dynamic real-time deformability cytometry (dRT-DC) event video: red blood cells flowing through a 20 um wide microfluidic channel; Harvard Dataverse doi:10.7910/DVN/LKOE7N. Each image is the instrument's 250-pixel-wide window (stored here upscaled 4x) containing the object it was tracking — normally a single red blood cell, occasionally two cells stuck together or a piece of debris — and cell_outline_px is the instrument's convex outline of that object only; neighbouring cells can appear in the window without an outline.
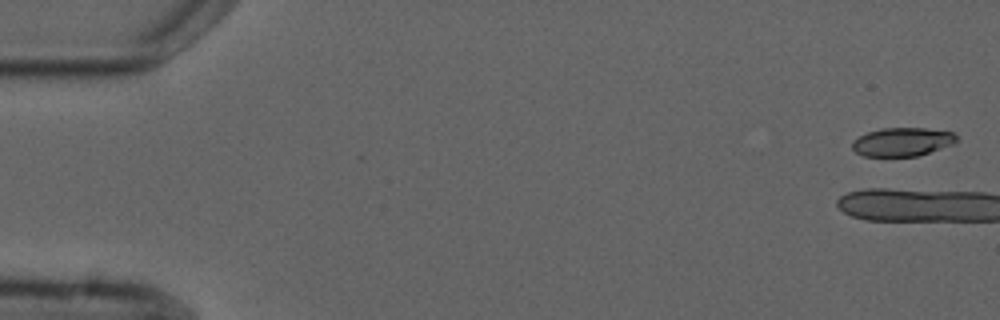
{"species": "common noctule bat (a hibernating species)", "species_latin": "Nyctalus noctula", "temperature_condition": "cold", "stored_images_in_passage": 5, "camera_frame_rate_fps": 3000, "um_per_image_px": 0.085, "animal": {"sex": "male", "forearm_length_mm": 52.5}, "frame": {"image": 1, "passage_image": 1, "time_ms": 0.0, "image_size_px": [1000, 320], "cell_outline_px": [[960, 140], [956, 144], [916, 156], [864, 156], [856, 152], [852, 148], [852, 140], [868, 132], [880, 128], [924, 128], [952, 132]], "centroid_in_image_um": [76.72, 12.06], "position_along_channel_um": 8.3, "area_um2": 17.46}}